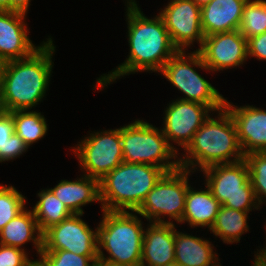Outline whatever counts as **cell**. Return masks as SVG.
Returning a JSON list of instances; mask_svg holds the SVG:
<instances>
[{
	"label": "cell",
	"mask_w": 266,
	"mask_h": 266,
	"mask_svg": "<svg viewBox=\"0 0 266 266\" xmlns=\"http://www.w3.org/2000/svg\"><path fill=\"white\" fill-rule=\"evenodd\" d=\"M126 10L130 47L128 58L110 74L101 75L97 79V89L137 71L159 73L167 60L178 52L159 14L152 19L146 17L135 0H127Z\"/></svg>",
	"instance_id": "cell-1"
},
{
	"label": "cell",
	"mask_w": 266,
	"mask_h": 266,
	"mask_svg": "<svg viewBox=\"0 0 266 266\" xmlns=\"http://www.w3.org/2000/svg\"><path fill=\"white\" fill-rule=\"evenodd\" d=\"M55 52L48 38L29 57L0 64V110H29L41 102L48 90Z\"/></svg>",
	"instance_id": "cell-2"
},
{
	"label": "cell",
	"mask_w": 266,
	"mask_h": 266,
	"mask_svg": "<svg viewBox=\"0 0 266 266\" xmlns=\"http://www.w3.org/2000/svg\"><path fill=\"white\" fill-rule=\"evenodd\" d=\"M218 113L216 119L209 116L195 132L184 149L186 154L178 158L180 168L193 173L197 167L202 171L213 165L244 159L232 116L225 107L218 110Z\"/></svg>",
	"instance_id": "cell-3"
},
{
	"label": "cell",
	"mask_w": 266,
	"mask_h": 266,
	"mask_svg": "<svg viewBox=\"0 0 266 266\" xmlns=\"http://www.w3.org/2000/svg\"><path fill=\"white\" fill-rule=\"evenodd\" d=\"M165 173L149 164L122 162L99 181L102 210L136 212Z\"/></svg>",
	"instance_id": "cell-4"
},
{
	"label": "cell",
	"mask_w": 266,
	"mask_h": 266,
	"mask_svg": "<svg viewBox=\"0 0 266 266\" xmlns=\"http://www.w3.org/2000/svg\"><path fill=\"white\" fill-rule=\"evenodd\" d=\"M103 211L98 224V262L141 266L144 226L135 212ZM102 249L109 254L105 256Z\"/></svg>",
	"instance_id": "cell-5"
},
{
	"label": "cell",
	"mask_w": 266,
	"mask_h": 266,
	"mask_svg": "<svg viewBox=\"0 0 266 266\" xmlns=\"http://www.w3.org/2000/svg\"><path fill=\"white\" fill-rule=\"evenodd\" d=\"M121 143L123 162L149 164L166 173L180 168L179 153L170 146L161 129L146 121L138 119L121 127Z\"/></svg>",
	"instance_id": "cell-6"
},
{
	"label": "cell",
	"mask_w": 266,
	"mask_h": 266,
	"mask_svg": "<svg viewBox=\"0 0 266 266\" xmlns=\"http://www.w3.org/2000/svg\"><path fill=\"white\" fill-rule=\"evenodd\" d=\"M185 52L178 51L170 57L159 73L184 93V97L179 100L197 102L209 106L216 112L221 110L226 99L211 83L195 71V67L210 71L204 64L201 54L194 51L187 53V56Z\"/></svg>",
	"instance_id": "cell-7"
},
{
	"label": "cell",
	"mask_w": 266,
	"mask_h": 266,
	"mask_svg": "<svg viewBox=\"0 0 266 266\" xmlns=\"http://www.w3.org/2000/svg\"><path fill=\"white\" fill-rule=\"evenodd\" d=\"M202 172L206 177V186L221 205L245 212L261 208L249 179V169L245 159L213 165Z\"/></svg>",
	"instance_id": "cell-8"
},
{
	"label": "cell",
	"mask_w": 266,
	"mask_h": 266,
	"mask_svg": "<svg viewBox=\"0 0 266 266\" xmlns=\"http://www.w3.org/2000/svg\"><path fill=\"white\" fill-rule=\"evenodd\" d=\"M190 173L189 170L183 168L165 173L147 194L136 213L146 218L149 223L171 224L172 219L180 223L185 210L186 193L190 186L188 183ZM165 215L169 217V221L162 220Z\"/></svg>",
	"instance_id": "cell-9"
},
{
	"label": "cell",
	"mask_w": 266,
	"mask_h": 266,
	"mask_svg": "<svg viewBox=\"0 0 266 266\" xmlns=\"http://www.w3.org/2000/svg\"><path fill=\"white\" fill-rule=\"evenodd\" d=\"M72 150L84 175L100 181L123 162L121 127L90 133Z\"/></svg>",
	"instance_id": "cell-10"
},
{
	"label": "cell",
	"mask_w": 266,
	"mask_h": 266,
	"mask_svg": "<svg viewBox=\"0 0 266 266\" xmlns=\"http://www.w3.org/2000/svg\"><path fill=\"white\" fill-rule=\"evenodd\" d=\"M72 214L42 234V251L67 250L82 256H98V231L92 230L80 217Z\"/></svg>",
	"instance_id": "cell-11"
},
{
	"label": "cell",
	"mask_w": 266,
	"mask_h": 266,
	"mask_svg": "<svg viewBox=\"0 0 266 266\" xmlns=\"http://www.w3.org/2000/svg\"><path fill=\"white\" fill-rule=\"evenodd\" d=\"M161 10L159 15L178 51L187 50L186 47H191L196 41L201 48L205 36L201 26L200 6L192 0H170Z\"/></svg>",
	"instance_id": "cell-12"
},
{
	"label": "cell",
	"mask_w": 266,
	"mask_h": 266,
	"mask_svg": "<svg viewBox=\"0 0 266 266\" xmlns=\"http://www.w3.org/2000/svg\"><path fill=\"white\" fill-rule=\"evenodd\" d=\"M213 110L206 105L176 99L165 110L163 128L161 129L170 146L178 153L173 143L185 149L195 132L201 127Z\"/></svg>",
	"instance_id": "cell-13"
},
{
	"label": "cell",
	"mask_w": 266,
	"mask_h": 266,
	"mask_svg": "<svg viewBox=\"0 0 266 266\" xmlns=\"http://www.w3.org/2000/svg\"><path fill=\"white\" fill-rule=\"evenodd\" d=\"M210 71L239 67L248 59L247 39L237 29L204 37L196 49Z\"/></svg>",
	"instance_id": "cell-14"
},
{
	"label": "cell",
	"mask_w": 266,
	"mask_h": 266,
	"mask_svg": "<svg viewBox=\"0 0 266 266\" xmlns=\"http://www.w3.org/2000/svg\"><path fill=\"white\" fill-rule=\"evenodd\" d=\"M235 123L237 138L244 156L250 153L266 152V111L255 106H235L225 100Z\"/></svg>",
	"instance_id": "cell-15"
},
{
	"label": "cell",
	"mask_w": 266,
	"mask_h": 266,
	"mask_svg": "<svg viewBox=\"0 0 266 266\" xmlns=\"http://www.w3.org/2000/svg\"><path fill=\"white\" fill-rule=\"evenodd\" d=\"M26 14L0 10V64L29 57L39 46L28 36Z\"/></svg>",
	"instance_id": "cell-16"
},
{
	"label": "cell",
	"mask_w": 266,
	"mask_h": 266,
	"mask_svg": "<svg viewBox=\"0 0 266 266\" xmlns=\"http://www.w3.org/2000/svg\"><path fill=\"white\" fill-rule=\"evenodd\" d=\"M144 231L141 266H166L175 261V224L151 223Z\"/></svg>",
	"instance_id": "cell-17"
},
{
	"label": "cell",
	"mask_w": 266,
	"mask_h": 266,
	"mask_svg": "<svg viewBox=\"0 0 266 266\" xmlns=\"http://www.w3.org/2000/svg\"><path fill=\"white\" fill-rule=\"evenodd\" d=\"M248 0H211L201 7L204 36L237 30Z\"/></svg>",
	"instance_id": "cell-18"
},
{
	"label": "cell",
	"mask_w": 266,
	"mask_h": 266,
	"mask_svg": "<svg viewBox=\"0 0 266 266\" xmlns=\"http://www.w3.org/2000/svg\"><path fill=\"white\" fill-rule=\"evenodd\" d=\"M49 190L70 210L72 214H83L81 206L100 202L99 180L82 175L75 181L61 180Z\"/></svg>",
	"instance_id": "cell-19"
},
{
	"label": "cell",
	"mask_w": 266,
	"mask_h": 266,
	"mask_svg": "<svg viewBox=\"0 0 266 266\" xmlns=\"http://www.w3.org/2000/svg\"><path fill=\"white\" fill-rule=\"evenodd\" d=\"M214 246L202 239L175 229V261L181 266H221ZM217 262V263H216Z\"/></svg>",
	"instance_id": "cell-20"
},
{
	"label": "cell",
	"mask_w": 266,
	"mask_h": 266,
	"mask_svg": "<svg viewBox=\"0 0 266 266\" xmlns=\"http://www.w3.org/2000/svg\"><path fill=\"white\" fill-rule=\"evenodd\" d=\"M194 190L188 187L185 197V210L180 223L188 222L190 227H208L214 224L215 218L221 206L220 202L212 195L211 190Z\"/></svg>",
	"instance_id": "cell-21"
},
{
	"label": "cell",
	"mask_w": 266,
	"mask_h": 266,
	"mask_svg": "<svg viewBox=\"0 0 266 266\" xmlns=\"http://www.w3.org/2000/svg\"><path fill=\"white\" fill-rule=\"evenodd\" d=\"M28 242L33 243L38 254L41 253L42 233L33 211L25 208L0 231V244L23 249L21 247Z\"/></svg>",
	"instance_id": "cell-22"
},
{
	"label": "cell",
	"mask_w": 266,
	"mask_h": 266,
	"mask_svg": "<svg viewBox=\"0 0 266 266\" xmlns=\"http://www.w3.org/2000/svg\"><path fill=\"white\" fill-rule=\"evenodd\" d=\"M248 213L221 205L210 231L224 243H238L240 236L249 230Z\"/></svg>",
	"instance_id": "cell-23"
},
{
	"label": "cell",
	"mask_w": 266,
	"mask_h": 266,
	"mask_svg": "<svg viewBox=\"0 0 266 266\" xmlns=\"http://www.w3.org/2000/svg\"><path fill=\"white\" fill-rule=\"evenodd\" d=\"M37 195L39 201H37L32 211L42 234L50 227L59 224L72 215L63 202L49 189H43Z\"/></svg>",
	"instance_id": "cell-24"
},
{
	"label": "cell",
	"mask_w": 266,
	"mask_h": 266,
	"mask_svg": "<svg viewBox=\"0 0 266 266\" xmlns=\"http://www.w3.org/2000/svg\"><path fill=\"white\" fill-rule=\"evenodd\" d=\"M15 110L9 112L13 117L14 133H16L28 148L47 133L48 127L44 115L40 112Z\"/></svg>",
	"instance_id": "cell-25"
},
{
	"label": "cell",
	"mask_w": 266,
	"mask_h": 266,
	"mask_svg": "<svg viewBox=\"0 0 266 266\" xmlns=\"http://www.w3.org/2000/svg\"><path fill=\"white\" fill-rule=\"evenodd\" d=\"M27 149L24 141L14 133L12 115L0 110V162L18 158Z\"/></svg>",
	"instance_id": "cell-26"
},
{
	"label": "cell",
	"mask_w": 266,
	"mask_h": 266,
	"mask_svg": "<svg viewBox=\"0 0 266 266\" xmlns=\"http://www.w3.org/2000/svg\"><path fill=\"white\" fill-rule=\"evenodd\" d=\"M238 30L249 39L266 32V0H248Z\"/></svg>",
	"instance_id": "cell-27"
},
{
	"label": "cell",
	"mask_w": 266,
	"mask_h": 266,
	"mask_svg": "<svg viewBox=\"0 0 266 266\" xmlns=\"http://www.w3.org/2000/svg\"><path fill=\"white\" fill-rule=\"evenodd\" d=\"M248 164L249 179L260 205L266 202V152L250 153L244 157Z\"/></svg>",
	"instance_id": "cell-28"
},
{
	"label": "cell",
	"mask_w": 266,
	"mask_h": 266,
	"mask_svg": "<svg viewBox=\"0 0 266 266\" xmlns=\"http://www.w3.org/2000/svg\"><path fill=\"white\" fill-rule=\"evenodd\" d=\"M25 198L14 186L0 185V231L25 209Z\"/></svg>",
	"instance_id": "cell-29"
},
{
	"label": "cell",
	"mask_w": 266,
	"mask_h": 266,
	"mask_svg": "<svg viewBox=\"0 0 266 266\" xmlns=\"http://www.w3.org/2000/svg\"><path fill=\"white\" fill-rule=\"evenodd\" d=\"M39 260L44 266H93L98 256H82L67 250L41 251Z\"/></svg>",
	"instance_id": "cell-30"
},
{
	"label": "cell",
	"mask_w": 266,
	"mask_h": 266,
	"mask_svg": "<svg viewBox=\"0 0 266 266\" xmlns=\"http://www.w3.org/2000/svg\"><path fill=\"white\" fill-rule=\"evenodd\" d=\"M25 249L0 244V266H28L33 260Z\"/></svg>",
	"instance_id": "cell-31"
},
{
	"label": "cell",
	"mask_w": 266,
	"mask_h": 266,
	"mask_svg": "<svg viewBox=\"0 0 266 266\" xmlns=\"http://www.w3.org/2000/svg\"><path fill=\"white\" fill-rule=\"evenodd\" d=\"M248 57L266 60V32L247 39Z\"/></svg>",
	"instance_id": "cell-32"
},
{
	"label": "cell",
	"mask_w": 266,
	"mask_h": 266,
	"mask_svg": "<svg viewBox=\"0 0 266 266\" xmlns=\"http://www.w3.org/2000/svg\"><path fill=\"white\" fill-rule=\"evenodd\" d=\"M31 0H10V11L27 14Z\"/></svg>",
	"instance_id": "cell-33"
},
{
	"label": "cell",
	"mask_w": 266,
	"mask_h": 266,
	"mask_svg": "<svg viewBox=\"0 0 266 266\" xmlns=\"http://www.w3.org/2000/svg\"><path fill=\"white\" fill-rule=\"evenodd\" d=\"M255 260H254V263H253V266H266V256L265 255H262L260 253H257L255 254Z\"/></svg>",
	"instance_id": "cell-34"
},
{
	"label": "cell",
	"mask_w": 266,
	"mask_h": 266,
	"mask_svg": "<svg viewBox=\"0 0 266 266\" xmlns=\"http://www.w3.org/2000/svg\"><path fill=\"white\" fill-rule=\"evenodd\" d=\"M0 10L10 11V0H0Z\"/></svg>",
	"instance_id": "cell-35"
},
{
	"label": "cell",
	"mask_w": 266,
	"mask_h": 266,
	"mask_svg": "<svg viewBox=\"0 0 266 266\" xmlns=\"http://www.w3.org/2000/svg\"><path fill=\"white\" fill-rule=\"evenodd\" d=\"M196 5L202 7L208 4L211 0H192Z\"/></svg>",
	"instance_id": "cell-36"
},
{
	"label": "cell",
	"mask_w": 266,
	"mask_h": 266,
	"mask_svg": "<svg viewBox=\"0 0 266 266\" xmlns=\"http://www.w3.org/2000/svg\"><path fill=\"white\" fill-rule=\"evenodd\" d=\"M28 266H44L43 263L38 259L33 260Z\"/></svg>",
	"instance_id": "cell-37"
},
{
	"label": "cell",
	"mask_w": 266,
	"mask_h": 266,
	"mask_svg": "<svg viewBox=\"0 0 266 266\" xmlns=\"http://www.w3.org/2000/svg\"><path fill=\"white\" fill-rule=\"evenodd\" d=\"M102 266H125V265H114L111 263H107V262H99Z\"/></svg>",
	"instance_id": "cell-38"
},
{
	"label": "cell",
	"mask_w": 266,
	"mask_h": 266,
	"mask_svg": "<svg viewBox=\"0 0 266 266\" xmlns=\"http://www.w3.org/2000/svg\"><path fill=\"white\" fill-rule=\"evenodd\" d=\"M266 228V225H265ZM260 254L265 255L266 256V247L261 248L260 250H258Z\"/></svg>",
	"instance_id": "cell-39"
},
{
	"label": "cell",
	"mask_w": 266,
	"mask_h": 266,
	"mask_svg": "<svg viewBox=\"0 0 266 266\" xmlns=\"http://www.w3.org/2000/svg\"><path fill=\"white\" fill-rule=\"evenodd\" d=\"M166 266H181V265L179 263H177L176 261H174V262L169 263Z\"/></svg>",
	"instance_id": "cell-40"
},
{
	"label": "cell",
	"mask_w": 266,
	"mask_h": 266,
	"mask_svg": "<svg viewBox=\"0 0 266 266\" xmlns=\"http://www.w3.org/2000/svg\"><path fill=\"white\" fill-rule=\"evenodd\" d=\"M93 266H102L99 262H96Z\"/></svg>",
	"instance_id": "cell-41"
}]
</instances>
